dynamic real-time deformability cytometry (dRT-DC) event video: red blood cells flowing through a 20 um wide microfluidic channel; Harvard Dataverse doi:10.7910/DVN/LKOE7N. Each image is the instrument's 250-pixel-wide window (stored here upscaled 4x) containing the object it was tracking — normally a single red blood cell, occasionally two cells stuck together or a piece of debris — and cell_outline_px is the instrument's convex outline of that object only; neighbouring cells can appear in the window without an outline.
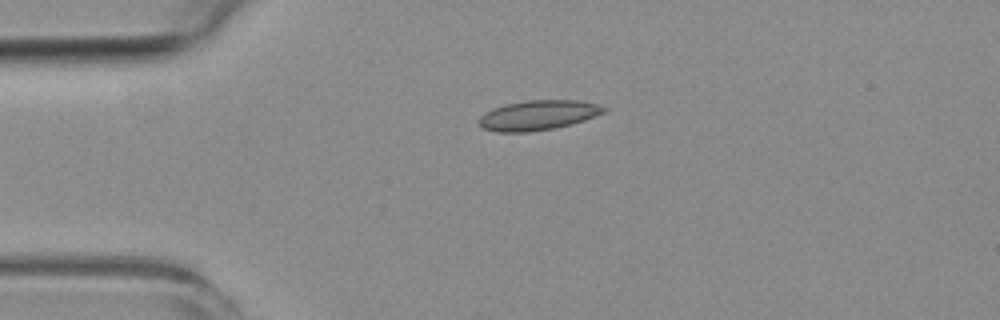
{"species": "common noctule bat (a hibernating species)", "species_latin": "Nyctalus noctula", "temperature_condition": "room temperature", "stored_images_in_passage": 3, "camera_frame_rate_fps": 3000, "um_per_image_px": 0.085, "animal": {"sex": "female", "body_mass_g": 19.3, "forearm_length_mm": 54.1}, "frame": {"image": 1, "passage_image": 1, "time_ms": 0.0, "image_size_px": [1000, 320], "cell_outline_px": [[608, 108], [604, 112], [584, 120], [572, 124], [556, 128], [528, 132], [496, 132], [484, 128], [476, 120], [484, 112], [504, 104], [528, 100], [580, 100], [596, 104]], "centroid_in_image_um": [45.71, 9.79], "position_along_channel_um": 39.3, "area_um2": 21.79}}
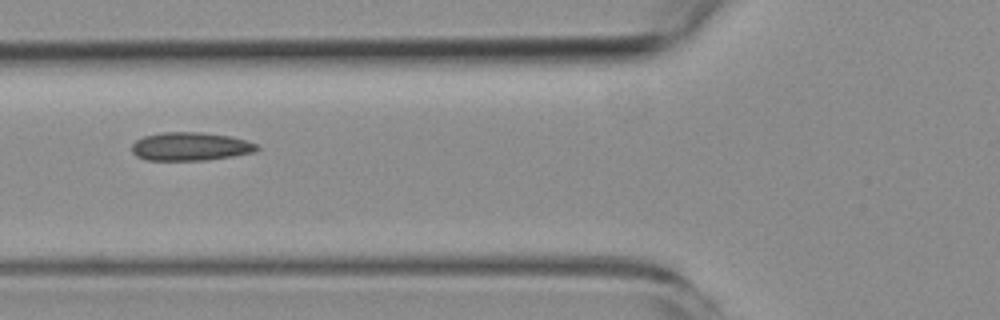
{"frame": {"image": 2, "passage_image": 3, "time_ms": 2.667, "image_size_px": [1000, 320], "cell_outline_px": [[260, 148], [256, 152], [232, 156], [204, 160], [144, 160], [136, 156], [132, 152], [132, 144], [136, 140], [144, 136], [160, 132], [200, 132], [232, 136], [260, 144]], "centroid_in_image_um": [16.21, 12.44], "position_along_channel_um": 109.6, "area_um2": 20.92}}